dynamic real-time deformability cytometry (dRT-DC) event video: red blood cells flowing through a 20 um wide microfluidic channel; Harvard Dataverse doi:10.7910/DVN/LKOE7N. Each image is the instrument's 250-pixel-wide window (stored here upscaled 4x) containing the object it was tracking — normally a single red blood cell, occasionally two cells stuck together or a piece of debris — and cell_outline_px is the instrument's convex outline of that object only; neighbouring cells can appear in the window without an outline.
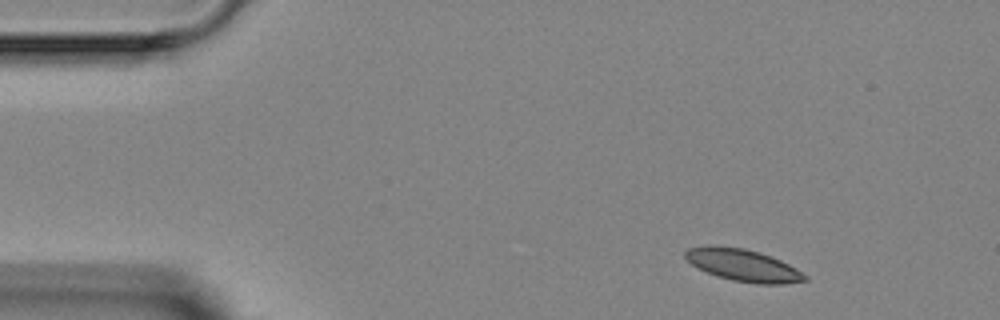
{"species": "Egyptian fruit bat (a non-hibernating species)", "species_latin": "Rousettus aegyptiacus", "temperature_condition": "room temperature", "stored_images_in_passage": 3, "camera_frame_rate_fps": 3000, "um_per_image_px": 0.085, "animal": {"sex": "female"}, "frame": {"image": 1, "passage_image": 1, "time_ms": 0.0, "image_size_px": [1000, 320], "cell_outline_px": [[808, 280], [784, 284], [756, 284], [732, 280], [716, 276], [692, 264], [684, 256], [684, 252], [688, 248], [708, 244], [712, 244], [744, 248], [760, 252], [780, 260], [796, 268], [808, 276]], "centroid_in_image_um": [63.16, 22.53], "position_along_channel_um": 21.8, "area_um2": 22.54}}